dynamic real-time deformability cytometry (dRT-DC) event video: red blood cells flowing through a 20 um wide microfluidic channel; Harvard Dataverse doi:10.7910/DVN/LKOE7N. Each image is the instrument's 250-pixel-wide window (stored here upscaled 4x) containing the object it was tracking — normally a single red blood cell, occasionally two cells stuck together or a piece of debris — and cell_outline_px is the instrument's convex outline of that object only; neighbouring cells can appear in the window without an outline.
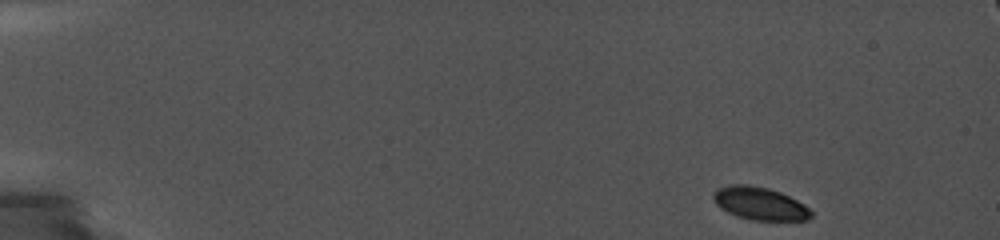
{"species": "common noctule bat (a hibernating species)", "species_latin": "Nyctalus noctula", "temperature_condition": "cold", "stored_images_in_passage": 46, "camera_frame_rate_fps": 5000, "um_per_image_px": 0.085, "animal": {"sex": "female", "body_mass_g": 19.0, "forearm_length_mm": 56.7}, "frame": {"image": 1, "passage_image": 1, "time_ms": 0.0, "image_size_px": [1000, 240], "cell_outline_px": [[812, 216], [808, 220], [752, 220], [736, 216], [720, 208], [716, 204], [712, 196], [720, 188], [732, 184], [748, 184], [768, 188], [780, 192], [804, 204], [812, 212]], "centroid_in_image_um": [64.59, 17.3], "position_along_channel_um": 20.4, "area_um2": 18.55}}
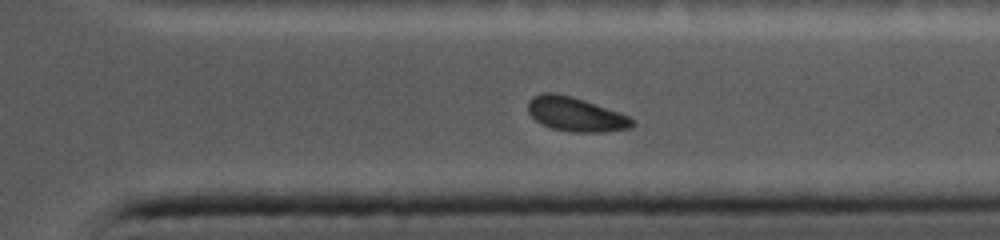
{"frame": {"image": 2, "passage_image": 39, "time_ms": 12.8, "image_size_px": [1000, 240], "cell_outline_px": [[636, 124], [632, 128], [604, 132], [572, 132], [552, 128], [540, 124], [528, 112], [528, 100], [532, 96], [544, 92], [552, 92], [572, 96], [628, 116], [636, 120]], "centroid_in_image_um": [48.92, 9.72], "position_along_channel_um": 362.5, "area_um2": 20.81}}
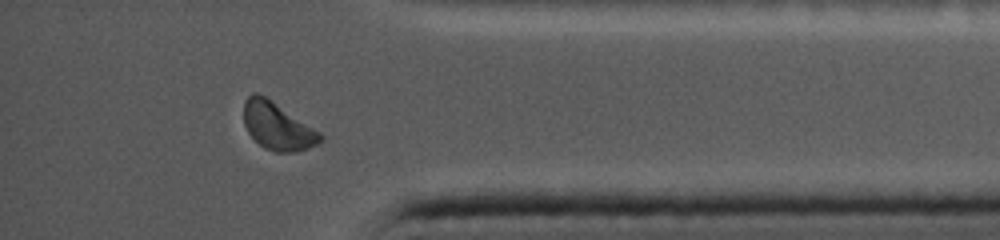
{"frame": {"image": 3, "passage_image": 43, "time_ms": 14.2, "image_size_px": [1000, 240], "cell_outline_px": [[324, 140], [308, 148], [292, 152], [276, 152], [264, 148], [248, 132], [244, 124], [244, 100], [252, 92], [256, 92], [264, 96], [320, 132], [324, 136]], "centroid_in_image_um": [23.57, 10.73], "position_along_channel_um": 411.6, "area_um2": 20.81}, "authors_computed_cell_mechanics": {"area_um2": 20.8658, "velocity_mm_per_s": 3.7093, "shape_relaxation_time_tau1_ms": null, "shape_relaxation_time_tau2_ms": 4.2457, "deformation_change_tau1": null, "deformation_change_tau2": 0.0698}}